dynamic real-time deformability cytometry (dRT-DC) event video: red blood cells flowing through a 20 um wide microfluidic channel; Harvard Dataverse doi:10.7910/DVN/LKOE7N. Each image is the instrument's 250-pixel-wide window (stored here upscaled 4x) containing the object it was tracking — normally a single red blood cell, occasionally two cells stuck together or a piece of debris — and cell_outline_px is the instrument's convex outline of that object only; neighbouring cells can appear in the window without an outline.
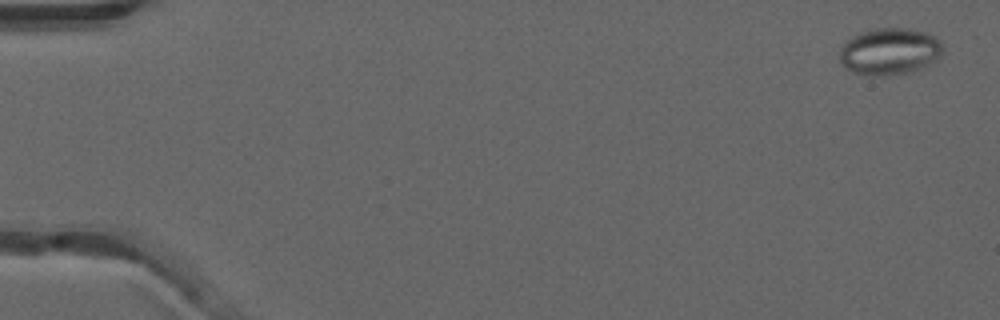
{"species": "common noctule bat (a hibernating species)", "species_latin": "Nyctalus noctula", "temperature_condition": "warm", "stored_images_in_passage": 53, "camera_frame_rate_fps": 3000, "um_per_image_px": 0.085, "animal": {"sex": "male", "forearm_length_mm": 52.5}, "frame": {"image": 1, "passage_image": 2, "time_ms": 0.333, "image_size_px": [1000, 320], "cell_outline_px": [[944, 48], [940, 56], [936, 60], [920, 68], [908, 72], [884, 76], [852, 72], [844, 68], [840, 60], [840, 48], [852, 36], [860, 32], [876, 28], [908, 28], [924, 32], [936, 36], [940, 40]], "centroid_in_image_um": [75.62, 4.35], "position_along_channel_um": 9.4, "area_um2": 28.15}}
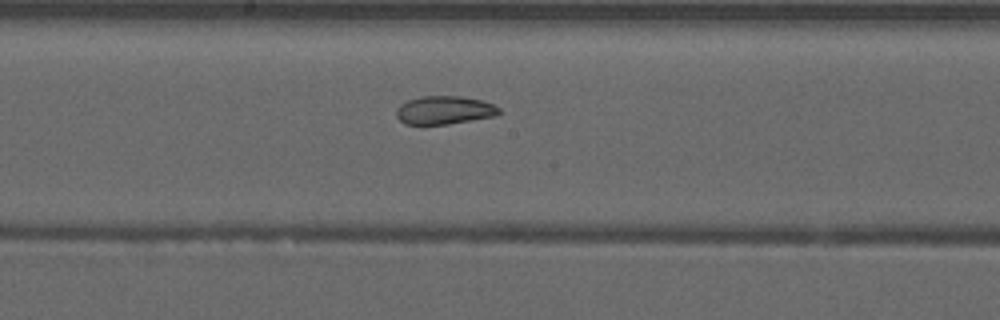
{"frame": {"image": 2, "passage_image": 29, "time_ms": 9.333, "image_size_px": [1000, 320], "cell_outline_px": [[500, 112], [492, 116], [448, 124], [404, 124], [396, 116], [396, 112], [400, 104], [408, 100], [420, 96], [460, 96], [480, 100], [492, 104], [500, 108]], "centroid_in_image_um": [37.72, 9.35], "position_along_channel_um": 210.5, "area_um2": 16.7}}
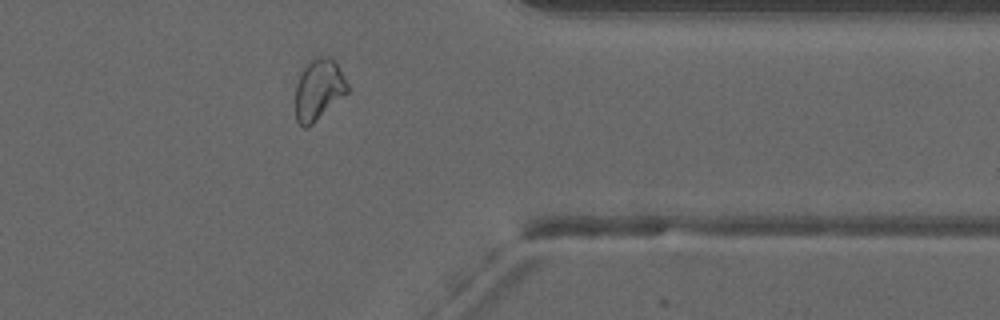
{"frame": {"image": 3, "passage_image": 43, "time_ms": 14.0, "image_size_px": [1000, 320], "cell_outline_px": [[348, 92], [308, 128], [304, 128], [296, 120], [296, 84], [300, 72], [304, 64], [316, 56], [328, 56], [336, 64], [348, 84]], "centroid_in_image_um": [27.05, 7.61], "position_along_channel_um": 384.3, "area_um2": 18.5}, "authors_computed_cell_mechanics": {"area_um2": 21.2704, "velocity_mm_per_s": 3.9504, "shape_relaxation_time_tau1_ms": null, "shape_relaxation_time_tau2_ms": 1.4297, "deformation_change_tau1": null, "deformation_change_tau2": 0.067}}